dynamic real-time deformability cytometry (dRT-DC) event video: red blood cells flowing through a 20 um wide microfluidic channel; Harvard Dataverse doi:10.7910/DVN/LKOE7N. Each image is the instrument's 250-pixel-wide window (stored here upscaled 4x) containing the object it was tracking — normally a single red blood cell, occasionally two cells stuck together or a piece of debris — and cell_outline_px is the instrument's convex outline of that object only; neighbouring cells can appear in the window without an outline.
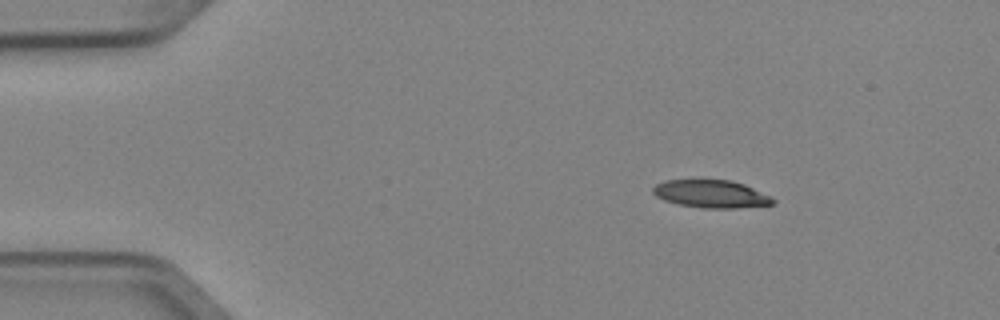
{"species": "Egyptian fruit bat (a non-hibernating species)", "species_latin": "Rousettus aegyptiacus", "temperature_condition": "cold", "stored_images_in_passage": 4, "camera_frame_rate_fps": 3000, "um_per_image_px": 0.085, "animal": {"sex": "female"}, "frame": {"image": 1, "passage_image": 2, "time_ms": 0.333, "image_size_px": [1000, 320], "cell_outline_px": [[776, 204], [736, 208], [700, 208], [680, 204], [664, 200], [656, 196], [652, 192], [652, 188], [656, 184], [664, 180], [732, 180], [744, 184], [772, 196], [776, 200]], "centroid_in_image_um": [60.48, 16.48], "position_along_channel_um": 24.5, "area_um2": 19.54}}
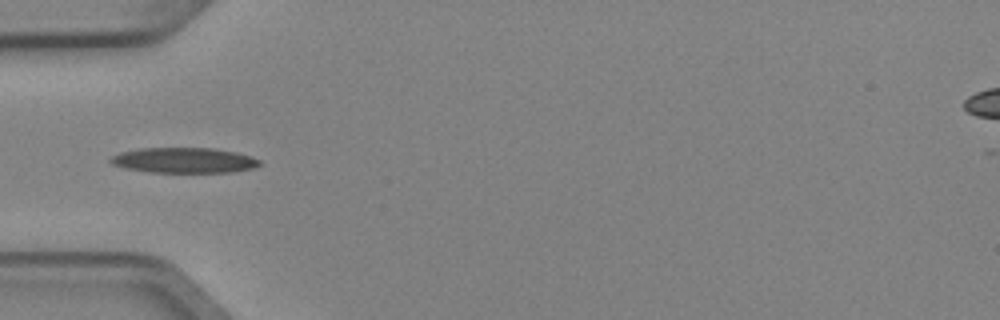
{"frame": {"image": 2, "passage_image": 4, "time_ms": 1.0, "image_size_px": [1000, 320], "cell_outline_px": [[260, 164], [252, 168], [232, 172], [152, 172], [124, 168], [112, 164], [108, 160], [112, 156], [120, 152], [140, 148], [212, 148], [236, 152], [252, 156], [260, 160]], "centroid_in_image_um": [15.63, 13.62], "position_along_channel_um": 69.4, "area_um2": 21.96}}